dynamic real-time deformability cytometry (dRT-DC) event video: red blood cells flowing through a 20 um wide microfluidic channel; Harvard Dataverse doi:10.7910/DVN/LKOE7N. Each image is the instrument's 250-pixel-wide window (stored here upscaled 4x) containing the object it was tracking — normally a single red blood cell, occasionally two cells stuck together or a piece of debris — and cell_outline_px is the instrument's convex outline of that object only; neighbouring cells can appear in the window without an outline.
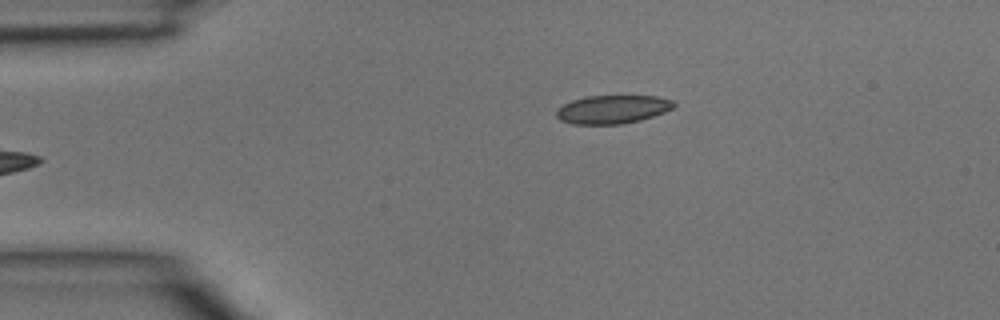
{"species": "common noctule bat (a hibernating species)", "species_latin": "Nyctalus noctula", "temperature_condition": "room temperature", "stored_images_in_passage": 37, "camera_frame_rate_fps": 3000, "um_per_image_px": 0.085, "animal": {"sex": "male", "body_mass_g": 15.6}, "frame": {"image": 1, "passage_image": 1, "time_ms": 0.0, "image_size_px": [1000, 320], "cell_outline_px": [[676, 104], [672, 108], [664, 112], [640, 120], [624, 124], [572, 124], [560, 120], [556, 116], [556, 112], [564, 104], [572, 100], [588, 96], [656, 96], [672, 100]], "centroid_in_image_um": [52.06, 9.3], "position_along_channel_um": 32.9, "area_um2": 19.31}}
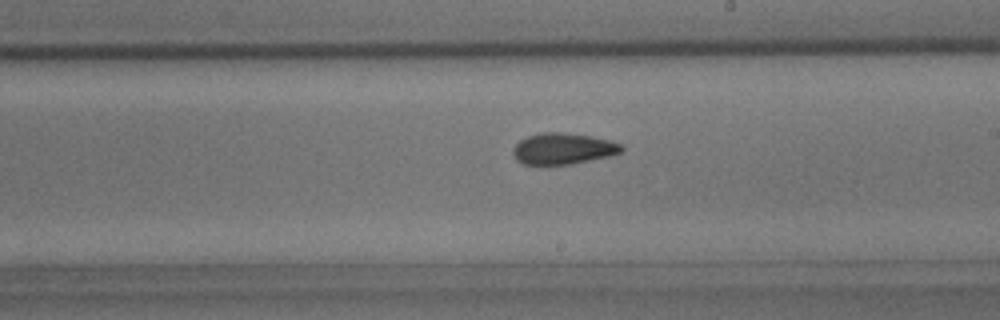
{"frame": {"image": 2, "passage_image": 18, "time_ms": 5.667, "image_size_px": [1000, 320], "cell_outline_px": [[624, 148], [620, 152], [612, 156], [572, 164], [524, 164], [516, 160], [512, 152], [512, 148], [520, 140], [528, 136], [540, 132], [564, 132], [592, 136], [608, 140], [620, 144]], "centroid_in_image_um": [47.85, 12.63], "position_along_channel_um": 241.1, "area_um2": 19.83}}
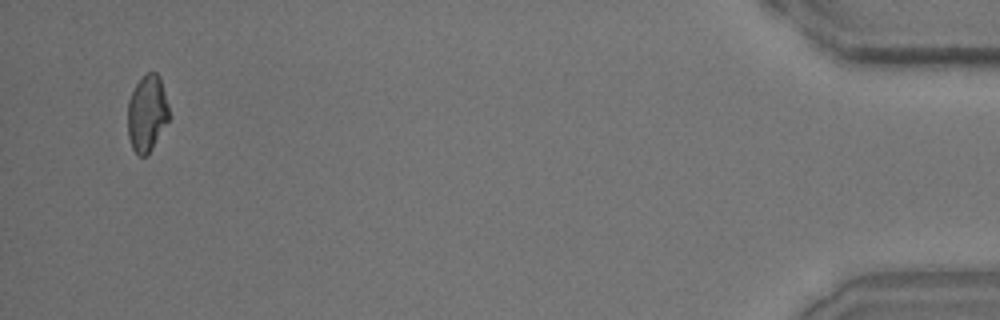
{"frame": {"image": 3, "passage_image": 36, "time_ms": 11.667, "image_size_px": [1000, 320], "cell_outline_px": [[168, 120], [152, 148], [144, 156], [140, 156], [132, 148], [128, 136], [128, 100], [136, 84], [148, 72], [156, 72], [160, 76], [168, 104]], "centroid_in_image_um": [12.49, 9.61], "position_along_channel_um": 422.7, "area_um2": 18.09}}